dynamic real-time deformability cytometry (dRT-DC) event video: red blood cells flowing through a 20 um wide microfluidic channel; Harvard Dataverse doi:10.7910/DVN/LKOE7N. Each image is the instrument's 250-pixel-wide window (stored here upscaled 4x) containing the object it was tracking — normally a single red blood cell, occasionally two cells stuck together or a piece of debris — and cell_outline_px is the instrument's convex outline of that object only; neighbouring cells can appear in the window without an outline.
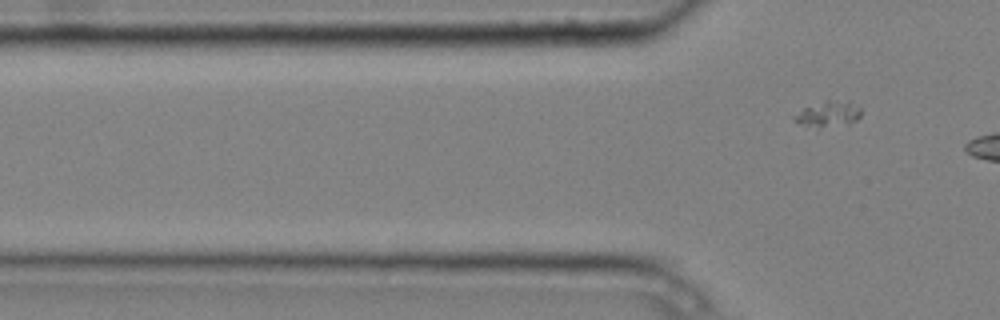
{"species": "common noctule bat (a hibernating species)", "species_latin": "Nyctalus noctula", "temperature_condition": "cold", "stored_images_in_passage": 6, "camera_frame_rate_fps": 3000, "um_per_image_px": 0.085, "animal": {"sex": "male", "body_mass_g": 20.4}, "frame": {"image": 1, "passage_image": 6, "time_ms": 1.667, "image_size_px": [1000, 320], "cell_outline_px": [[860, 116], [856, 120], [848, 124], [820, 128], [804, 124], [792, 120], [792, 116], [804, 108], [824, 100], [848, 100], [860, 104]], "centroid_in_image_um": [70.45, 9.66], "position_along_channel_um": 55.4, "area_um2": 10.17}}